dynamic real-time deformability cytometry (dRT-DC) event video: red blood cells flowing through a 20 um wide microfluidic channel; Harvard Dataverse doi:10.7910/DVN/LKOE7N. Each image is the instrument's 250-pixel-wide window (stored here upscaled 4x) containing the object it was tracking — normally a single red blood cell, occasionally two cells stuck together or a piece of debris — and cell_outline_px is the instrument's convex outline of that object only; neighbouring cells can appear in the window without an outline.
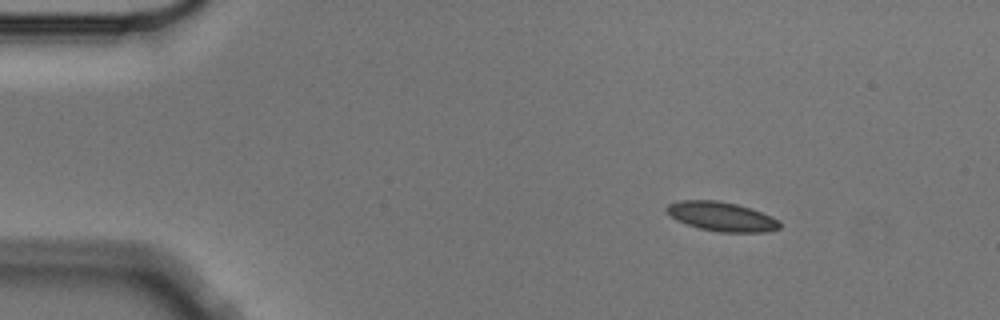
{"species": "Egyptian fruit bat (a non-hibernating species)", "species_latin": "Rousettus aegyptiacus", "temperature_condition": "cold", "stored_images_in_passage": 5, "camera_frame_rate_fps": 3000, "um_per_image_px": 0.085, "animal": {"sex": "male"}, "frame": {"image": 1, "passage_image": 1, "time_ms": 0.0, "image_size_px": [1000, 320], "cell_outline_px": [[780, 228], [768, 232], [720, 232], [700, 228], [676, 220], [664, 208], [668, 204], [680, 200], [716, 200], [736, 204], [772, 216], [780, 220]], "centroid_in_image_um": [61.35, 18.4], "position_along_channel_um": 23.7, "area_um2": 19.13}}
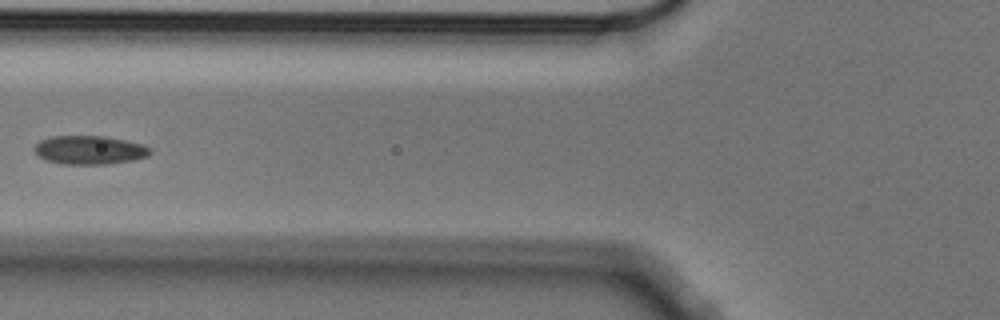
{"frame": {"image": 2, "passage_image": 4, "time_ms": 1.0, "image_size_px": [1000, 320], "cell_outline_px": [[152, 152], [148, 156], [132, 160], [108, 164], [64, 164], [44, 160], [32, 148], [40, 140], [52, 136], [104, 136], [144, 144], [152, 148]], "centroid_in_image_um": [7.62, 12.75], "position_along_channel_um": 118.2, "area_um2": 19.42}}
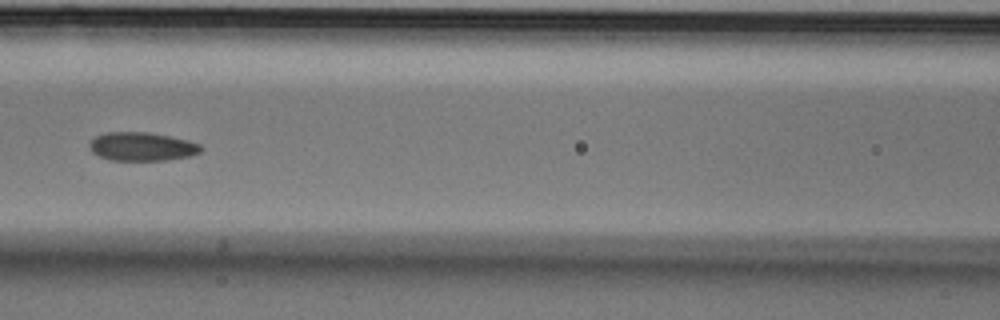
{"frame": {"image": 3, "passage_image": 5, "time_ms": 1.333, "image_size_px": [1000, 320], "cell_outline_px": [[204, 148], [200, 152], [192, 156], [168, 160], [112, 160], [100, 156], [92, 152], [88, 148], [88, 144], [96, 136], [104, 132], [148, 132], [188, 140], [200, 144]], "centroid_in_image_um": [12.08, 12.46], "position_along_channel_um": 154.5, "area_um2": 18.67}}